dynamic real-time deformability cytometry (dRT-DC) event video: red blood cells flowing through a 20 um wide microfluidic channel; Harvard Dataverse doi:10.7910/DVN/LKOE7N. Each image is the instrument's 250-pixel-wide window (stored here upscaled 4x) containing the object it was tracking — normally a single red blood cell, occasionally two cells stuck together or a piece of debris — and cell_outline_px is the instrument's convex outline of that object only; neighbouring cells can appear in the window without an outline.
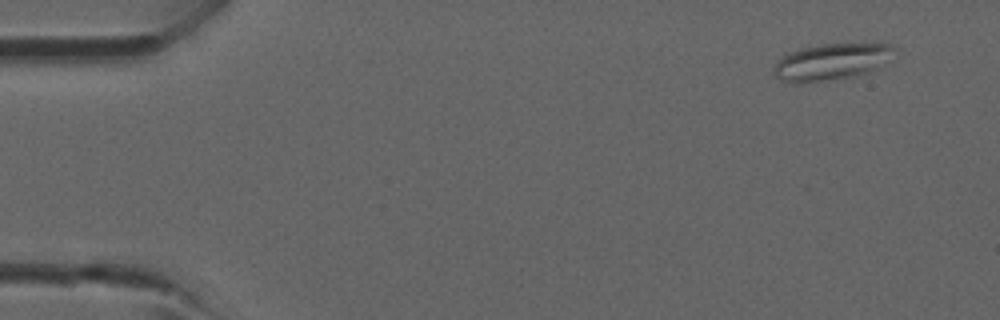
{"species": "common noctule bat (a hibernating species)", "species_latin": "Nyctalus noctula", "temperature_condition": "room temperature", "stored_images_in_passage": 4, "camera_frame_rate_fps": 3000, "um_per_image_px": 0.085, "animal": {"sex": "male", "forearm_length_mm": 52.5}, "frame": {"image": 1, "passage_image": 1, "time_ms": 0.0, "image_size_px": [1000, 320], "cell_outline_px": [[896, 48], [876, 68], [868, 72], [856, 76], [820, 80], [788, 80], [776, 76], [772, 72], [776, 60], [784, 52], [816, 44], [880, 40], [892, 44]], "centroid_in_image_um": [70.72, 5.13], "position_along_channel_um": 14.3, "area_um2": 25.89}}
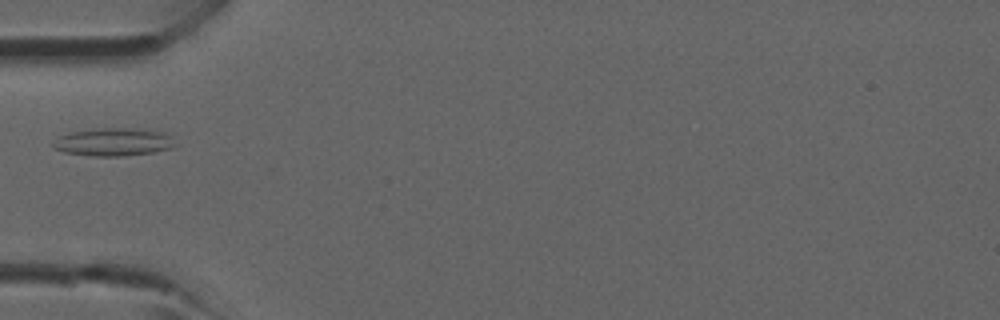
{"frame": {"image": 2, "passage_image": 4, "time_ms": 3.667, "image_size_px": [1000, 320], "cell_outline_px": [[176, 144], [172, 148], [152, 152], [124, 156], [92, 156], [64, 152], [52, 148], [52, 144], [60, 136], [68, 132], [100, 128], [132, 128], [168, 132]], "centroid_in_image_um": [9.66, 12.06], "position_along_channel_um": 75.3, "area_um2": 20.0}}